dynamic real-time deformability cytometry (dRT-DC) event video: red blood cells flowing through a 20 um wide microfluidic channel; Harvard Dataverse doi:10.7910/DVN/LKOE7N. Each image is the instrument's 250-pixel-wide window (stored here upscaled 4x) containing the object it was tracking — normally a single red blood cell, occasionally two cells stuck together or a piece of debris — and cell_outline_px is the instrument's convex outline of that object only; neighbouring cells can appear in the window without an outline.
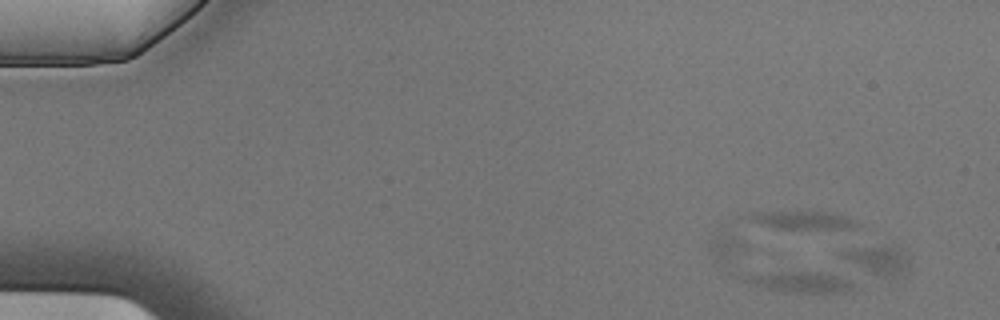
{"species": "Egyptian fruit bat (a non-hibernating species)", "species_latin": "Rousettus aegyptiacus", "temperature_condition": "cold", "stored_images_in_passage": 7, "camera_frame_rate_fps": 3000, "um_per_image_px": 0.085, "animal": {"sex": "male"}, "frame": {"image": 1, "passage_image": 2, "time_ms": 0.333, "image_size_px": [1000, 320], "cell_outline_px": [[856, 288], [852, 292], [784, 292], [752, 284], [728, 272], [776, 268], [780, 268], [820, 272], [836, 276], [848, 280]], "centroid_in_image_um": [67.62, 23.85], "position_along_channel_um": 17.4, "area_um2": 15.03}}